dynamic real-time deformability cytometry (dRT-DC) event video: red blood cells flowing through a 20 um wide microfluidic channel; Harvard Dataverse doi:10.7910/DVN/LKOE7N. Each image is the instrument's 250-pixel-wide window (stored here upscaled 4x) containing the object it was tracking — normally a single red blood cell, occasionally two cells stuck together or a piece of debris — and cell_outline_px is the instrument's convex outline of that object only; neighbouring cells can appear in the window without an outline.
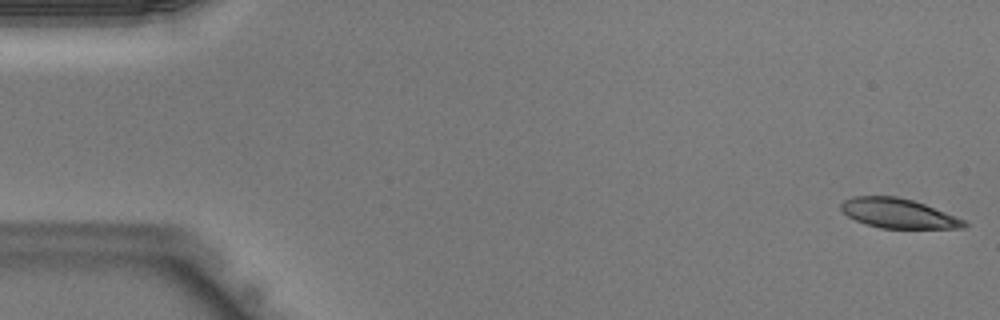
{"species": "Egyptian fruit bat (a non-hibernating species)", "species_latin": "Rousettus aegyptiacus", "temperature_condition": "warm", "stored_images_in_passage": 43, "camera_frame_rate_fps": 3000, "um_per_image_px": 0.085, "animal": {"sex": "male"}, "frame": {"image": 1, "passage_image": 1, "time_ms": 0.0, "image_size_px": [1000, 320], "cell_outline_px": [[968, 224], [964, 228], [880, 228], [856, 220], [848, 216], [840, 208], [840, 204], [844, 200], [852, 196], [896, 196], [912, 200], [924, 204], [964, 220]], "centroid_in_image_um": [76.32, 18.13], "position_along_channel_um": 8.7, "area_um2": 20.92}}
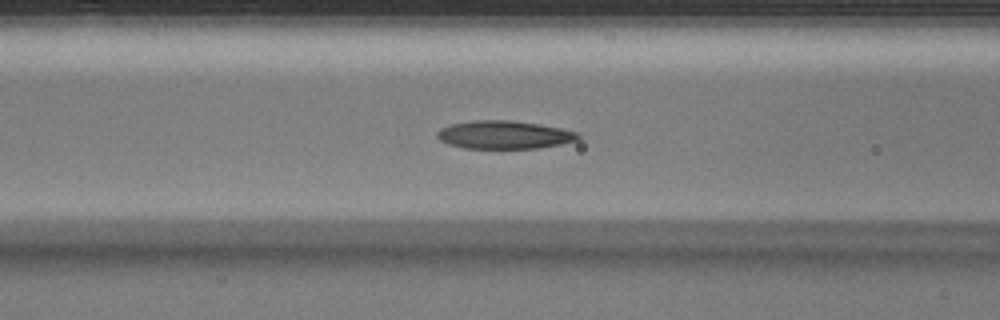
{"frame": {"image": 2, "passage_image": 17, "time_ms": 5.333, "image_size_px": [1000, 320], "cell_outline_px": [[580, 140], [560, 144], [536, 148], [464, 148], [448, 144], [440, 140], [436, 136], [436, 132], [440, 128], [448, 124], [472, 120], [508, 120], [540, 124], [580, 132]], "centroid_in_image_um": [42.84, 11.45], "position_along_channel_um": 123.8, "area_um2": 23.29}}
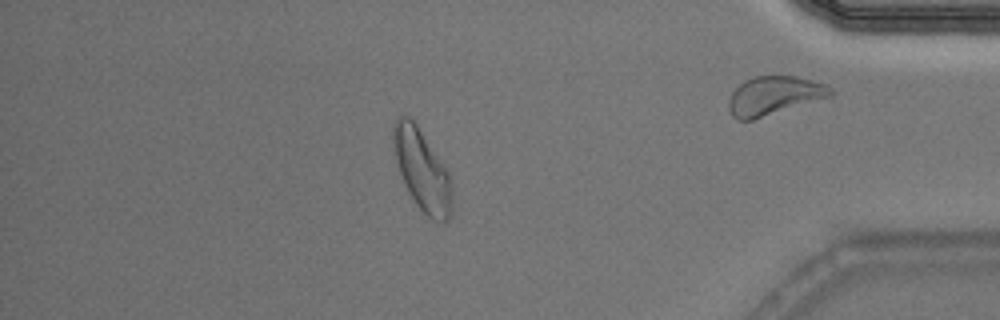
{"frame": {"image": 3, "passage_image": 37, "time_ms": 12.0, "image_size_px": [1000, 320], "cell_outline_px": [[452, 212], [448, 220], [432, 220], [416, 204], [408, 192], [404, 184], [392, 148], [392, 128], [396, 120], [400, 116], [408, 116], [416, 124], [448, 172], [452, 184]], "centroid_in_image_um": [35.86, 14.47], "position_along_channel_um": 399.3, "area_um2": 27.46}}